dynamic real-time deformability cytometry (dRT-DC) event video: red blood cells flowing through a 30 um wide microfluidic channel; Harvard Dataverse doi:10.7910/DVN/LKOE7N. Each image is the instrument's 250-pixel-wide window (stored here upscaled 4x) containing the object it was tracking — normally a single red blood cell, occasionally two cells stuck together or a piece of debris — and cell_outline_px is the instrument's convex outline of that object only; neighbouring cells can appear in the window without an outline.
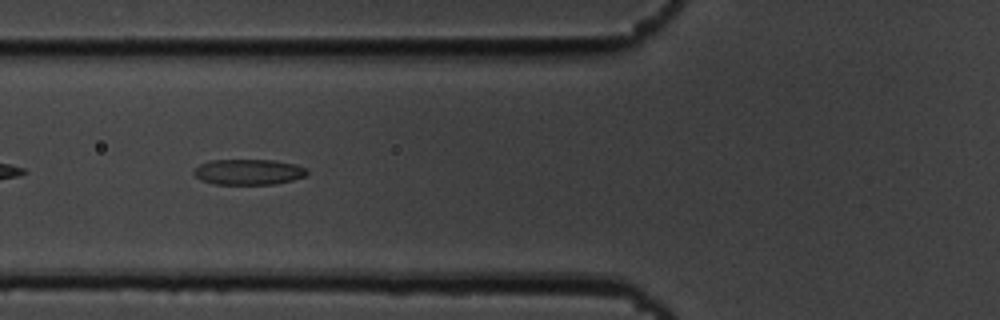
{"species": "common noctule bat (a hibernating species)", "species_latin": "Nyctalus noctula", "temperature_condition": "cold", "stored_images_in_passage": 40, "camera_frame_rate_fps": 3000, "um_per_image_px": 0.085, "animal": {"sex": "male", "body_mass_g": 19.5, "forearm_length_mm": 54.6}, "frame": {"image": 1, "passage_image": 6, "time_ms": 1.667, "image_size_px": [1000, 320], "cell_outline_px": [[308, 172], [304, 176], [292, 180], [276, 184], [216, 184], [200, 180], [192, 172], [200, 164], [208, 160], [276, 160], [296, 164], [304, 168]], "centroid_in_image_um": [21.11, 14.61], "position_along_channel_um": 104.7, "area_um2": 16.88}}
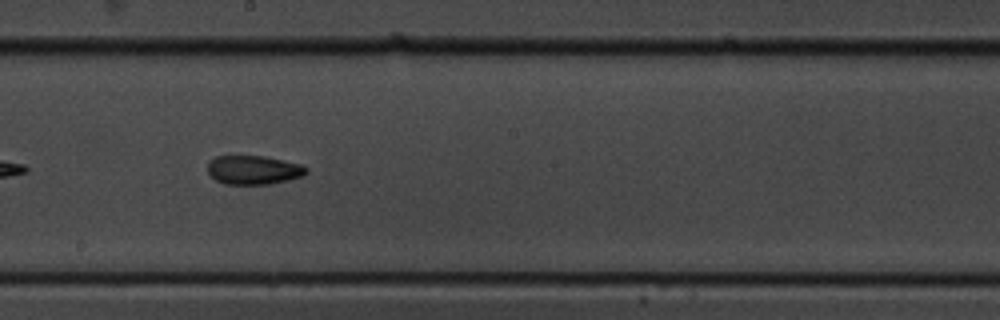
{"frame": {"image": 2, "passage_image": 16, "time_ms": 5.0, "image_size_px": [1000, 320], "cell_outline_px": [[308, 172], [304, 176], [288, 180], [268, 184], [224, 184], [216, 180], [208, 172], [208, 160], [216, 156], [264, 156], [300, 164], [308, 168]], "centroid_in_image_um": [21.55, 14.44], "position_along_channel_um": 226.6, "area_um2": 16.65}}
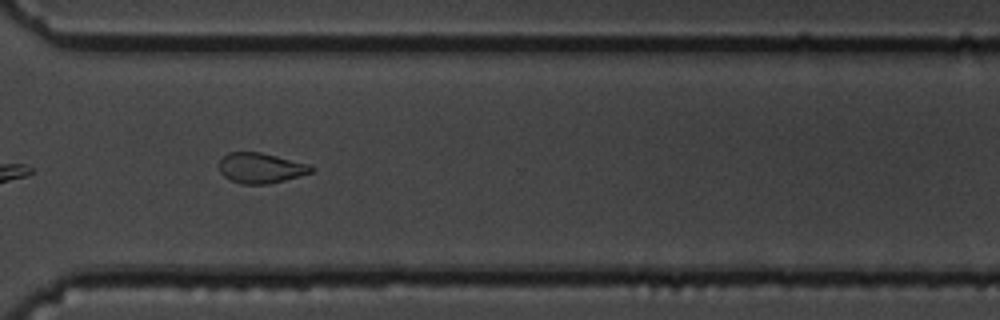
{"frame": {"image": 3, "passage_image": 26, "time_ms": 8.333, "image_size_px": [1000, 320], "cell_outline_px": [[316, 168], [312, 172], [300, 176], [268, 184], [240, 184], [224, 176], [220, 172], [220, 160], [228, 152], [260, 152], [312, 164]], "centroid_in_image_um": [22.21, 14.27], "position_along_channel_um": 348.4, "area_um2": 16.36}, "authors_computed_cell_mechanics": {"area_um2": 17.051, "velocity_mm_per_s": 3.6506, "shape_relaxation_time_tau1_ms": 5.0243, "shape_relaxation_time_tau2_ms": 2.5855, "deformation_change_tau1": 0.1355, "deformation_change_tau2": 0.0848}}